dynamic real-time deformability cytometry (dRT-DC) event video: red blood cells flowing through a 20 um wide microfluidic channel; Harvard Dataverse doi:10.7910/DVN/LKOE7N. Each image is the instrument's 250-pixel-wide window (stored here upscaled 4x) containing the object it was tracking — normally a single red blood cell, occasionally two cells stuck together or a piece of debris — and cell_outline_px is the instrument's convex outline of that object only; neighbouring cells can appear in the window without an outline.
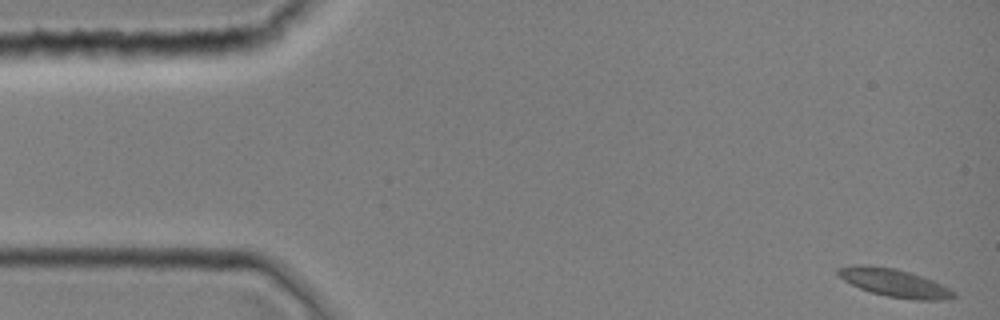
{"species": "common noctule bat (a hibernating species)", "species_latin": "Nyctalus noctula", "temperature_condition": "room temperature", "stored_images_in_passage": 6, "camera_frame_rate_fps": 3000, "um_per_image_px": 0.085, "animal": {"sex": "female", "body_mass_g": 19.0, "forearm_length_mm": 51.5}, "frame": {"image": 1, "passage_image": 1, "time_ms": 0.0, "image_size_px": [1000, 320], "cell_outline_px": [[956, 296], [944, 300], [912, 300], [888, 296], [872, 292], [860, 288], [836, 276], [836, 268], [852, 264], [868, 264], [896, 268], [932, 280], [956, 292]], "centroid_in_image_um": [75.96, 24.02], "position_along_channel_um": 9.0, "area_um2": 18.96}}